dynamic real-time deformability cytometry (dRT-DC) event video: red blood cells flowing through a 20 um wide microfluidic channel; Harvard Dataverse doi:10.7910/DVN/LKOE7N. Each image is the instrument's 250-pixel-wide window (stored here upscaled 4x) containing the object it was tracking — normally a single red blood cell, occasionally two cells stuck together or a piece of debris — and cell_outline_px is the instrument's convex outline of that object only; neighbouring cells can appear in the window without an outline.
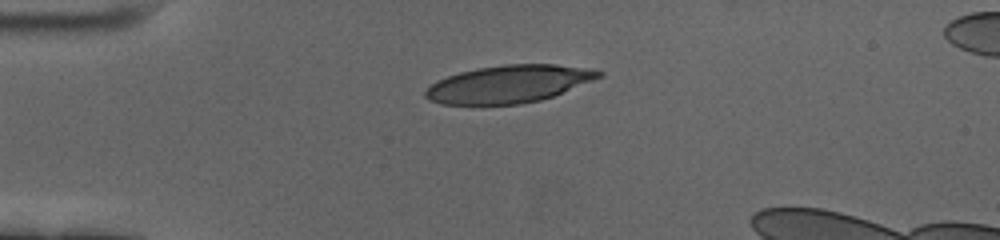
{"species": "human", "species_latin": "Homo sapiens", "temperature_condition": "cold", "stored_images_in_passage": 39, "camera_frame_rate_fps": 3000, "um_per_image_px": 0.085, "donor": {"sex": "female"}, "frame": {"image": 1, "passage_image": 1, "time_ms": 0.0, "image_size_px": [1000, 240], "cell_outline_px": [[604, 76], [552, 96], [540, 100], [520, 104], [440, 104], [428, 100], [424, 96], [424, 92], [436, 80], [460, 72], [476, 68], [504, 64], [556, 64], [592, 68], [604, 72]], "centroid_in_image_um": [43.26, 7.13], "position_along_channel_um": 41.7, "area_um2": 37.97}}
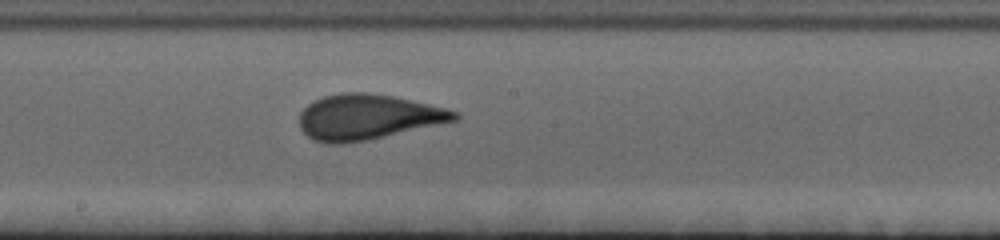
{"frame": {"image": 2, "passage_image": 19, "time_ms": 6.0, "image_size_px": [1000, 240], "cell_outline_px": [[460, 116], [456, 120], [364, 140], [340, 144], [324, 144], [312, 140], [300, 128], [300, 112], [312, 100], [324, 96], [344, 92], [364, 92], [392, 96], [448, 108], [456, 112]], "centroid_in_image_um": [31.19, 9.94], "position_along_channel_um": 217.0, "area_um2": 40.52}}
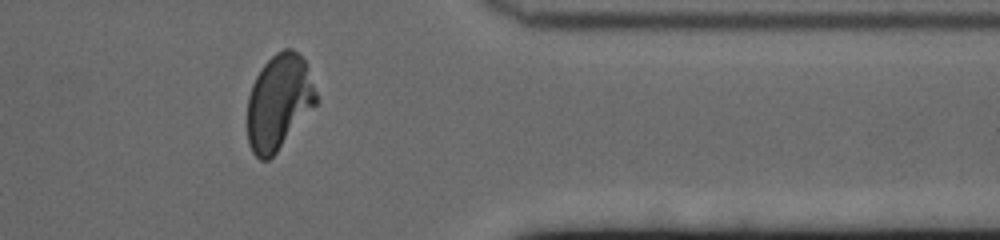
{"frame": {"image": 3, "passage_image": 35, "time_ms": 11.333, "image_size_px": [1000, 240], "cell_outline_px": [[316, 104], [276, 152], [268, 160], [260, 160], [252, 152], [248, 144], [248, 96], [252, 84], [256, 76], [264, 64], [276, 52], [284, 48], [292, 48], [304, 60], [316, 92]], "centroid_in_image_um": [23.67, 8.68], "position_along_channel_um": 387.7, "area_um2": 37.63}, "authors_computed_cell_mechanics": {"area_um2": 39.3618, "velocity_mm_per_s": 3.4358, "shape_relaxation_time_tau1_ms": 4.5661, "shape_relaxation_time_tau2_ms": 0.9952, "deformation_change_tau1": 0.1856, "deformation_change_tau2": 0.0765}}